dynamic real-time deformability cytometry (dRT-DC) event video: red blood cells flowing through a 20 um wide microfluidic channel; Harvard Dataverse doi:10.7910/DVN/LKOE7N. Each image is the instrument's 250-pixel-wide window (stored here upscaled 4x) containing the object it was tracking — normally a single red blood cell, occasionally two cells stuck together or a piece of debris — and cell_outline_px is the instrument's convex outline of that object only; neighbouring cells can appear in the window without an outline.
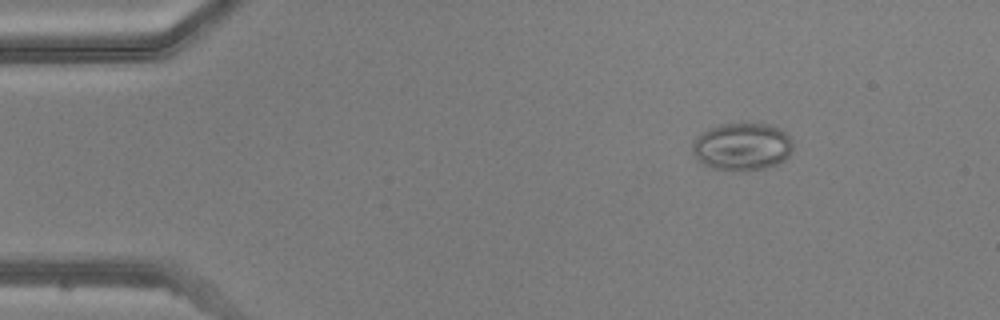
{"species": "common noctule bat (a hibernating species)", "species_latin": "Nyctalus noctula", "temperature_condition": "warm", "stored_images_in_passage": 44, "camera_frame_rate_fps": 3000, "um_per_image_px": 0.085, "animal": {"sex": "male", "body_mass_g": 20.5, "forearm_length_mm": 52.5}, "frame": {"image": 1, "passage_image": 2, "time_ms": 0.333, "image_size_px": [1000, 320], "cell_outline_px": [[792, 148], [788, 156], [784, 160], [776, 164], [764, 168], [708, 168], [696, 160], [692, 152], [692, 144], [708, 128], [716, 124], [768, 124], [780, 128], [792, 140]], "centroid_in_image_um": [63.06, 12.43], "position_along_channel_um": 21.9, "area_um2": 27.28}}
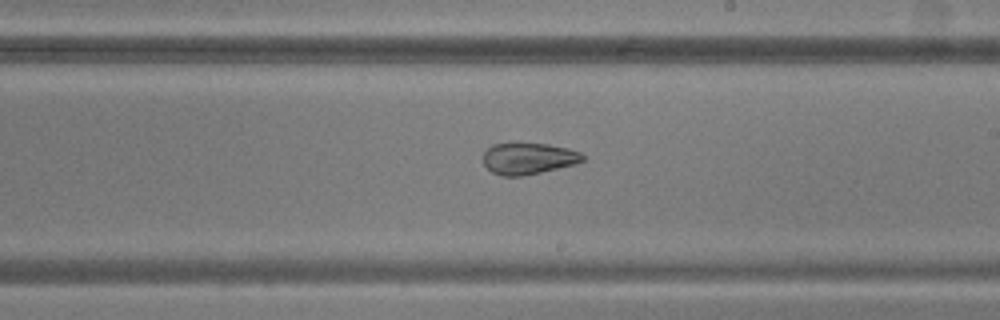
{"frame": {"image": 2, "passage_image": 24, "time_ms": 7.667, "image_size_px": [1000, 320], "cell_outline_px": [[584, 160], [576, 164], [540, 172], [520, 176], [504, 176], [492, 172], [484, 164], [484, 152], [492, 144], [548, 144], [568, 148], [580, 152], [584, 156]], "centroid_in_image_um": [44.93, 13.47], "position_along_channel_um": 244.1, "area_um2": 17.98}}
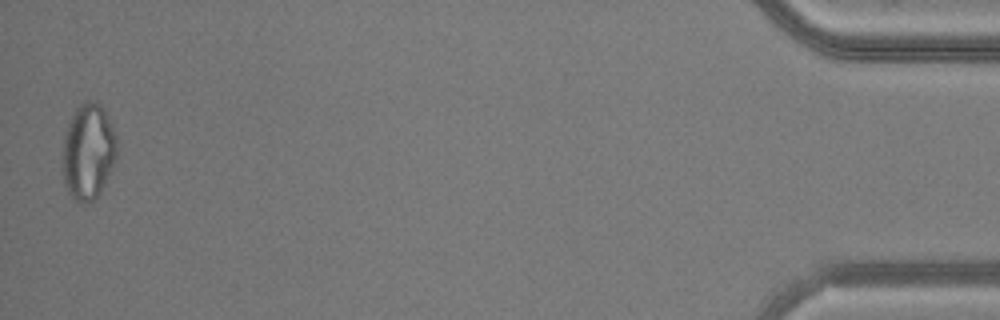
{"frame": {"image": 3, "passage_image": 44, "time_ms": 14.333, "image_size_px": [1000, 320], "cell_outline_px": [[116, 160], [100, 192], [92, 200], [84, 204], [80, 204], [68, 192], [64, 184], [64, 136], [68, 124], [76, 108], [80, 104], [88, 100], [92, 100], [100, 104], [104, 108], [112, 124], [116, 136]], "centroid_in_image_um": [7.52, 12.87], "position_along_channel_um": 427.7, "area_um2": 30.11}}